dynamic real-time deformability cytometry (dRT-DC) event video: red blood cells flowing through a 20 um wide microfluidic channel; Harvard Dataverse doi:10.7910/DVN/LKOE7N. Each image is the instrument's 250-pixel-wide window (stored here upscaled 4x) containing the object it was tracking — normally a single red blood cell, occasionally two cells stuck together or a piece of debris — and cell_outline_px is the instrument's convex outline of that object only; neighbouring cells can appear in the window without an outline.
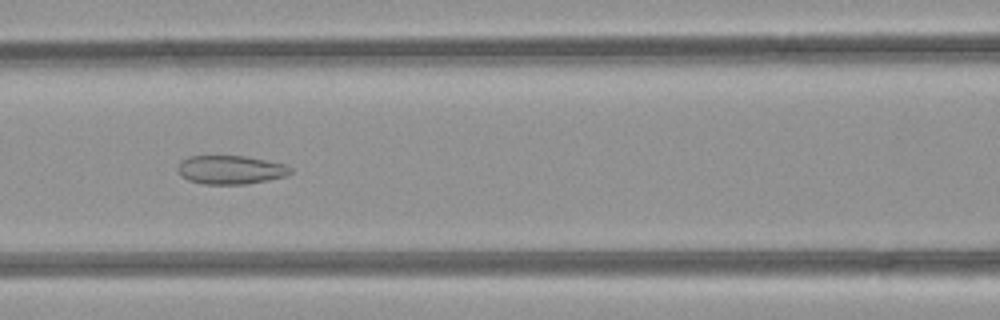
{"species": "common noctule bat (a hibernating species)", "species_latin": "Nyctalus noctula", "temperature_condition": "room temperature", "stored_images_in_passage": 44, "camera_frame_rate_fps": 3000, "um_per_image_px": 0.085, "animal": {"sex": "female", "body_mass_g": 21.9}, "frame": {"image": 1, "passage_image": 21, "time_ms": 6.667, "image_size_px": [1000, 320], "cell_outline_px": [[292, 172], [288, 176], [248, 184], [204, 184], [188, 180], [180, 176], [176, 168], [188, 156], [244, 156], [284, 164], [292, 168]], "centroid_in_image_um": [19.61, 14.44], "position_along_channel_um": 147.0, "area_um2": 18.84}}
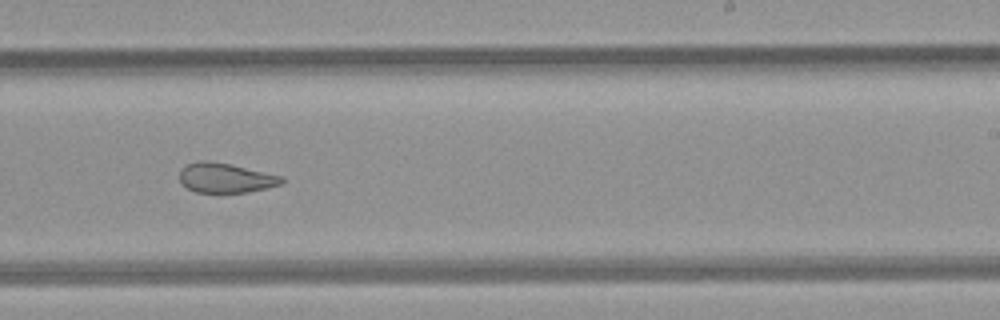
{"frame": {"image": 2, "passage_image": 30, "time_ms": 9.667, "image_size_px": [1000, 320], "cell_outline_px": [[284, 184], [248, 192], [196, 192], [188, 188], [180, 180], [180, 172], [188, 164], [200, 160], [208, 160], [228, 164], [284, 176]], "centroid_in_image_um": [19.23, 15.12], "position_along_channel_um": 269.8, "area_um2": 17.46}}
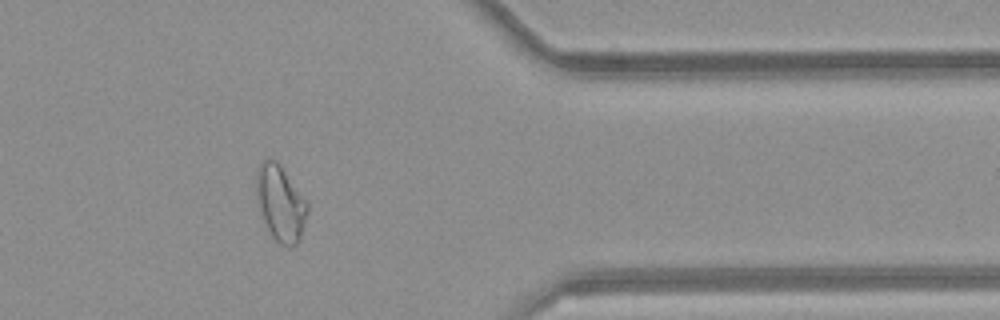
{"frame": {"image": 3, "passage_image": 40, "time_ms": 13.0, "image_size_px": [1000, 320], "cell_outline_px": [[308, 212], [300, 240], [296, 244], [288, 248], [280, 244], [272, 236], [264, 220], [256, 196], [256, 172], [260, 164], [264, 160], [276, 160], [280, 164], [308, 200]], "centroid_in_image_um": [23.88, 17.27], "position_along_channel_um": 387.5, "area_um2": 22.66}, "authors_computed_cell_mechanics": {"area_um2": 22.3397, "velocity_mm_per_s": 4.1081, "shape_relaxation_time_tau1_ms": null, "shape_relaxation_time_tau2_ms": 2.0791, "deformation_change_tau1": null, "deformation_change_tau2": 0.0895}}